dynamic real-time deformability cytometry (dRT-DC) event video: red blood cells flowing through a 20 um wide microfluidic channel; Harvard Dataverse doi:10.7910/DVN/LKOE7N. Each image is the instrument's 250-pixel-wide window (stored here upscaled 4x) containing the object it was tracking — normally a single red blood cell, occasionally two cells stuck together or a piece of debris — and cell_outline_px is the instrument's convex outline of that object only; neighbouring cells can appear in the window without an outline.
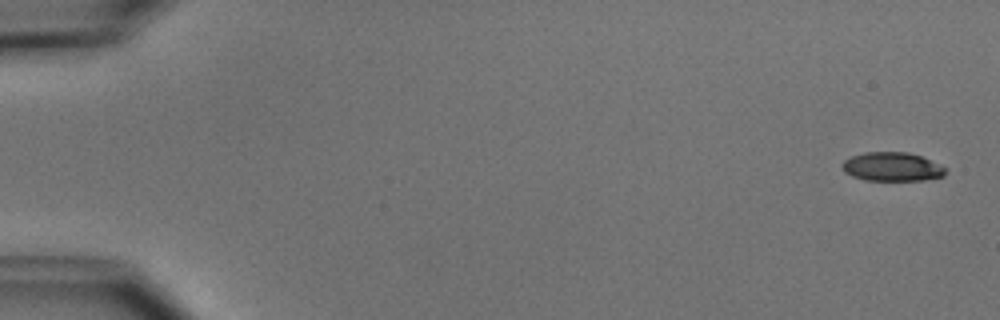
{"species": "common noctule bat (a hibernating species)", "species_latin": "Nyctalus noctula", "temperature_condition": "cold", "stored_images_in_passage": 3, "camera_frame_rate_fps": 3000, "um_per_image_px": 0.085, "animal": {"sex": "male", "body_mass_g": 15.6}, "frame": {"image": 1, "passage_image": 1, "time_ms": 0.0, "image_size_px": [1000, 320], "cell_outline_px": [[948, 168], [944, 176], [924, 180], [864, 180], [852, 176], [844, 172], [840, 164], [844, 160], [852, 156], [864, 152], [908, 152], [920, 156]], "centroid_in_image_um": [75.81, 14.17], "position_along_channel_um": 9.2, "area_um2": 17.46}}